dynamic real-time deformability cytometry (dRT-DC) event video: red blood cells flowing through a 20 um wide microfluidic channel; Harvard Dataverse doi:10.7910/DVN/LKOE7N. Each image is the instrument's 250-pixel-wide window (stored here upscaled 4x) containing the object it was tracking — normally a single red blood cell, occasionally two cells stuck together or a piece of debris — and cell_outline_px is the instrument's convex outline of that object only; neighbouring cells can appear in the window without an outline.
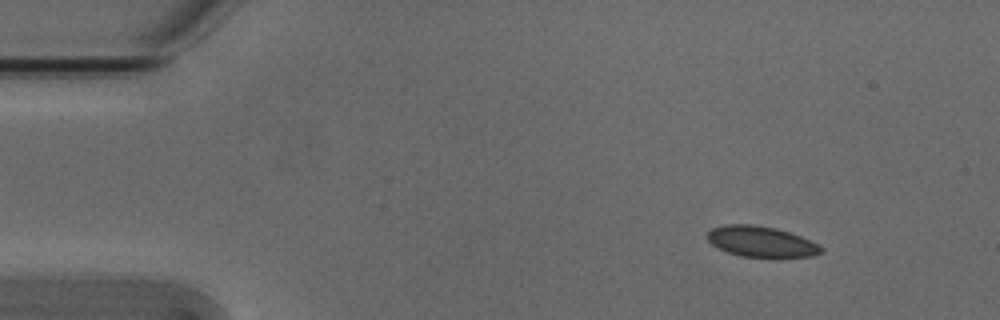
{"species": "Egyptian fruit bat (a non-hibernating species)", "species_latin": "Rousettus aegyptiacus", "temperature_condition": "cold", "stored_images_in_passage": 4, "camera_frame_rate_fps": 3000, "um_per_image_px": 0.085, "animal": {"sex": "male"}, "frame": {"image": 1, "passage_image": 1, "time_ms": 0.0, "image_size_px": [1000, 320], "cell_outline_px": [[824, 252], [812, 256], [776, 260], [772, 260], [740, 256], [728, 252], [712, 244], [704, 236], [712, 228], [724, 224], [752, 224], [776, 228], [800, 236], [820, 244], [824, 248]], "centroid_in_image_um": [64.76, 20.59], "position_along_channel_um": 20.2, "area_um2": 21.33}}
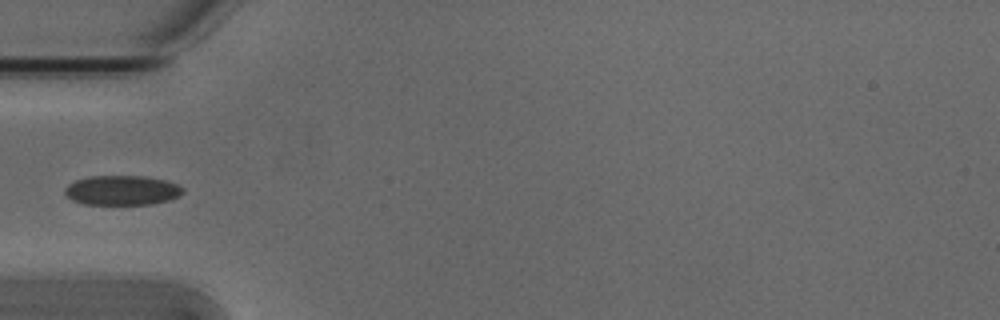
{"frame": {"image": 2, "passage_image": 4, "time_ms": 1.0, "image_size_px": [1000, 320], "cell_outline_px": [[184, 192], [180, 196], [168, 200], [152, 204], [84, 204], [72, 200], [64, 192], [64, 188], [68, 184], [76, 180], [88, 176], [144, 176], [164, 180], [176, 184], [184, 188]], "centroid_in_image_um": [10.37, 16.17], "position_along_channel_um": 74.6, "area_um2": 20.4}}